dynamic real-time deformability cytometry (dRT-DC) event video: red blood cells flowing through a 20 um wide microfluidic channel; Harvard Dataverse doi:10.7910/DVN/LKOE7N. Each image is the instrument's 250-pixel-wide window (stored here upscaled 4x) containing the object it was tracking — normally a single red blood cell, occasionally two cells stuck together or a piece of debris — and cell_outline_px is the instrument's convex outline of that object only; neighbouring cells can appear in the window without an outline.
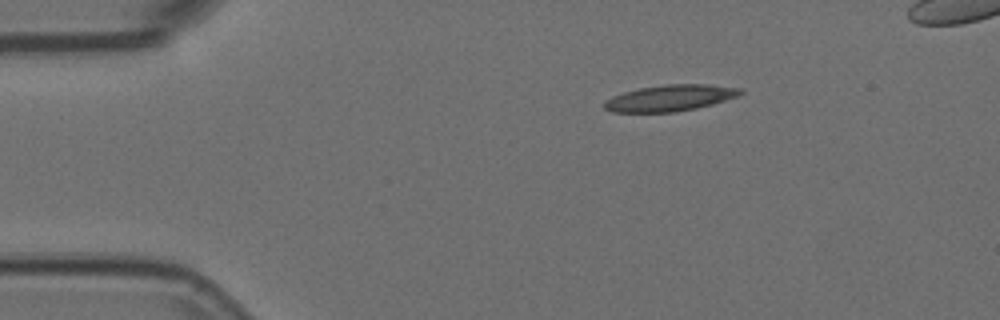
{"species": "Egyptian fruit bat (a non-hibernating species)", "species_latin": "Rousettus aegyptiacus", "temperature_condition": "room temperature", "stored_images_in_passage": 3, "camera_frame_rate_fps": 3000, "um_per_image_px": 0.085, "animal": {"sex": "female"}, "frame": {"image": 1, "passage_image": 1, "time_ms": 0.0, "image_size_px": [1000, 320], "cell_outline_px": [[744, 92], [736, 96], [712, 104], [696, 108], [676, 112], [612, 112], [604, 108], [604, 104], [612, 96], [624, 92], [640, 88], [668, 84], [704, 84], [744, 88]], "centroid_in_image_um": [56.97, 8.33], "position_along_channel_um": 28.0, "area_um2": 20.63}}